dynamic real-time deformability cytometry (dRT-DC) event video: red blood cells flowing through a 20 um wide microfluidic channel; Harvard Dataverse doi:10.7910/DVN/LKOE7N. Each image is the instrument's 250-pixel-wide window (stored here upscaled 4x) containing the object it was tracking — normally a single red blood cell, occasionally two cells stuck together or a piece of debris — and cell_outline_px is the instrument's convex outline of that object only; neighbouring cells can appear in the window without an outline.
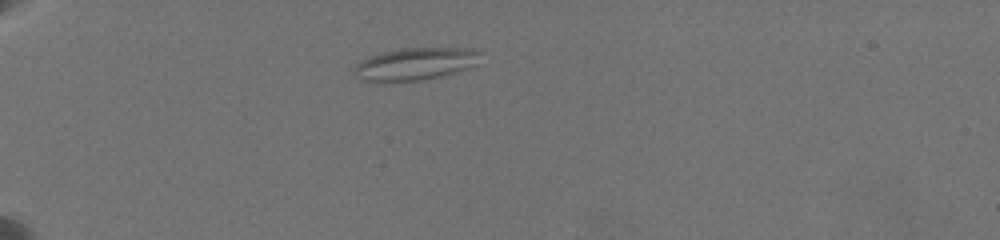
{"species": "common noctule bat (a hibernating species)", "species_latin": "Nyctalus noctula", "temperature_condition": "warm", "stored_images_in_passage": 8, "camera_frame_rate_fps": 3000, "um_per_image_px": 0.085, "animal": {"sex": "female", "body_mass_g": 19.5, "forearm_length_mm": 54.1}, "frame": {"image": 1, "passage_image": 1, "time_ms": 0.0, "image_size_px": [1000, 240], "cell_outline_px": [[480, 52], [476, 64], [472, 68], [440, 76], [420, 80], [380, 84], [376, 84], [360, 80], [352, 72], [356, 64], [360, 60], [368, 56], [400, 48], [472, 48]], "centroid_in_image_um": [35.21, 5.47], "position_along_channel_um": 49.8, "area_um2": 24.51}}